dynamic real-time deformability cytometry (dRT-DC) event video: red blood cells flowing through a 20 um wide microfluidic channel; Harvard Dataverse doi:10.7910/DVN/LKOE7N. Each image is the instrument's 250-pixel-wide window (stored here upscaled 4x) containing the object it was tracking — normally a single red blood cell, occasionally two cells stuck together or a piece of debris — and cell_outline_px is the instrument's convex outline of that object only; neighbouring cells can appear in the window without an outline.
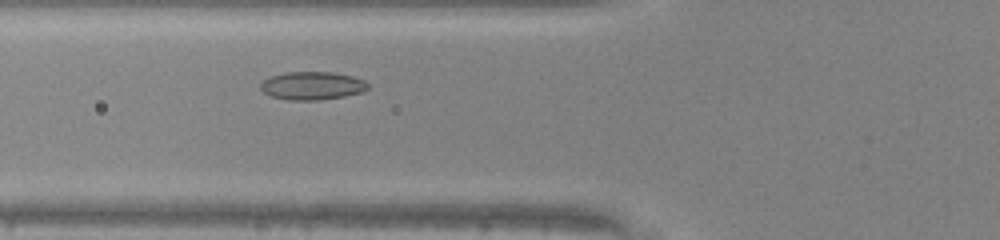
{"species": "common noctule bat (a hibernating species)", "species_latin": "Nyctalus noctula", "temperature_condition": "warm", "stored_images_in_passage": 32, "camera_frame_rate_fps": 3000, "um_per_image_px": 0.085, "animal": {"sex": "male", "body_mass_g": 20.0, "forearm_length_mm": 53.3}, "frame": {"image": 1, "passage_image": 9, "time_ms": 2.667, "image_size_px": [1000, 240], "cell_outline_px": [[368, 88], [364, 92], [344, 96], [320, 100], [288, 100], [272, 96], [264, 92], [260, 88], [260, 84], [268, 76], [288, 72], [332, 72], [352, 76], [364, 80], [368, 84]], "centroid_in_image_um": [26.54, 7.28], "position_along_channel_um": 99.3, "area_um2": 17.63}}
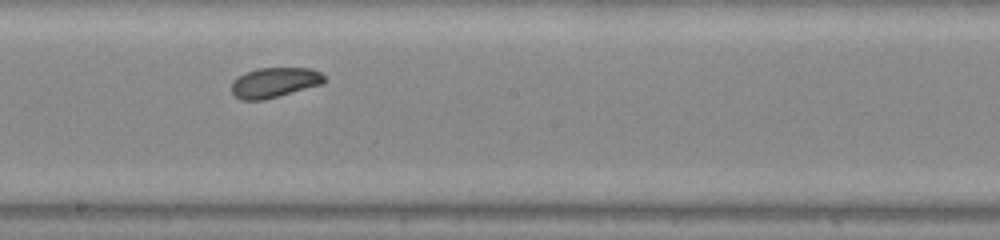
{"frame": {"image": 2, "passage_image": 18, "time_ms": 5.667, "image_size_px": [1000, 240], "cell_outline_px": [[324, 84], [264, 100], [240, 100], [232, 92], [232, 84], [240, 76], [256, 68], [312, 68], [320, 72], [324, 76]], "centroid_in_image_um": [23.38, 7.02], "position_along_channel_um": 224.8, "area_um2": 16.13}}
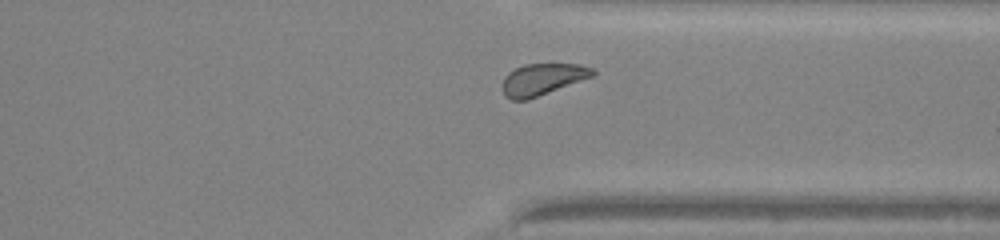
{"frame": {"image": 3, "passage_image": 28, "time_ms": 9.0, "image_size_px": [1000, 240], "cell_outline_px": [[596, 72], [592, 76], [528, 100], [512, 100], [504, 96], [504, 76], [508, 72], [524, 64], [580, 64], [592, 68]], "centroid_in_image_um": [46.09, 6.74], "position_along_channel_um": 365.3, "area_um2": 16.42}, "authors_computed_cell_mechanics": {"area_um2": 16.9354, "velocity_mm_per_s": 4.1899, "shape_relaxation_time_tau1_ms": 1.6911, "shape_relaxation_time_tau2_ms": null, "deformation_change_tau1": 0.0572, "deformation_change_tau2": null}}